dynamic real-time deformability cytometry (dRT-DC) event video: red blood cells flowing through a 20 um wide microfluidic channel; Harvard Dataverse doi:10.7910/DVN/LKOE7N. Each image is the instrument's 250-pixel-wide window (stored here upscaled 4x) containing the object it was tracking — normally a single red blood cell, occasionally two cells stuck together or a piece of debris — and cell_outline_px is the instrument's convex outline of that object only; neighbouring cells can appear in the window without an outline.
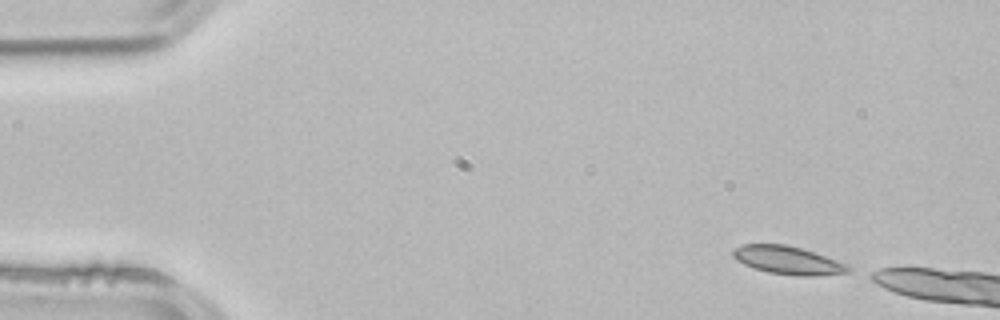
{"species": "common noctule bat (a hibernating species)", "species_latin": "Nyctalus noctula", "temperature_condition": "room temperature", "stored_images_in_passage": 2, "camera_frame_rate_fps": 3000, "um_per_image_px": 0.085, "animal": {"sex": "male", "body_mass_g": 21.5, "forearm_length_mm": 52.0}, "frame": {"image": 1, "passage_image": 1, "time_ms": 0.0, "image_size_px": [1000, 320], "cell_outline_px": [[852, 268], [848, 272], [812, 276], [800, 276], [768, 272], [744, 264], [736, 260], [732, 256], [732, 252], [736, 248], [744, 244], [784, 244], [800, 248], [824, 256], [844, 264]], "centroid_in_image_um": [66.92, 22.12], "position_along_channel_um": 18.1, "area_um2": 18.38}}